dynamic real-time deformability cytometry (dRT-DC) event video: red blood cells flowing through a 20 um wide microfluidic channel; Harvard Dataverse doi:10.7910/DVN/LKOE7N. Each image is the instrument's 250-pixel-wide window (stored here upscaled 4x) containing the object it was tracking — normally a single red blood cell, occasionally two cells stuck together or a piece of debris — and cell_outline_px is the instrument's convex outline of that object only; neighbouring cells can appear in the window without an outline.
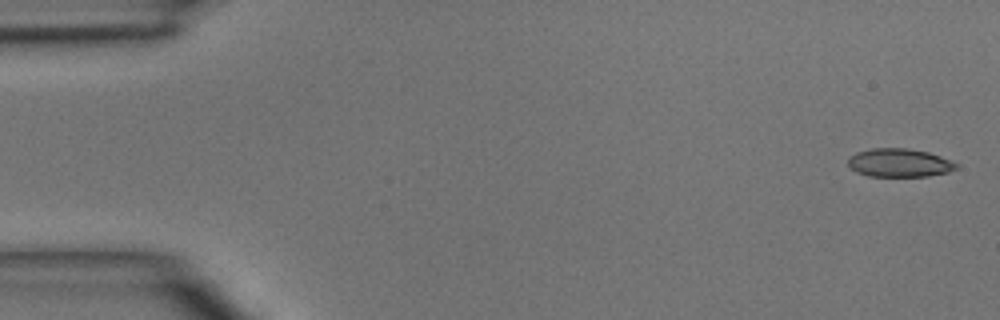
{"species": "common noctule bat (a hibernating species)", "species_latin": "Nyctalus noctula", "temperature_condition": "room temperature", "stored_images_in_passage": 6, "camera_frame_rate_fps": 3000, "um_per_image_px": 0.085, "animal": {"sex": "male", "body_mass_g": 15.6}, "frame": {"image": 1, "passage_image": 1, "time_ms": 0.0, "image_size_px": [1000, 320], "cell_outline_px": [[960, 164], [956, 168], [948, 172], [928, 176], [868, 176], [856, 172], [848, 164], [848, 156], [856, 152], [872, 148], [908, 148], [928, 152], [940, 156]], "centroid_in_image_um": [76.43, 13.83], "position_along_channel_um": 8.6, "area_um2": 17.98}}
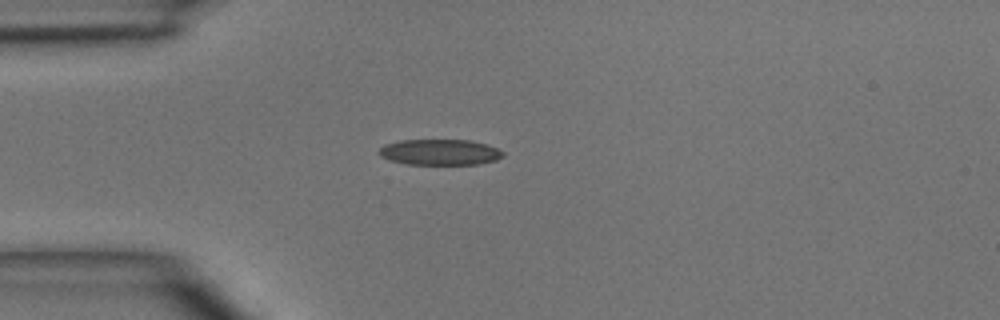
{"frame": {"image": 2, "passage_image": 4, "time_ms": 3.667, "image_size_px": [1000, 320], "cell_outline_px": [[504, 156], [496, 160], [480, 164], [408, 164], [392, 160], [380, 156], [376, 152], [384, 144], [400, 140], [468, 140], [488, 144], [504, 152]], "centroid_in_image_um": [37.39, 12.93], "position_along_channel_um": 47.6, "area_um2": 18.67}}